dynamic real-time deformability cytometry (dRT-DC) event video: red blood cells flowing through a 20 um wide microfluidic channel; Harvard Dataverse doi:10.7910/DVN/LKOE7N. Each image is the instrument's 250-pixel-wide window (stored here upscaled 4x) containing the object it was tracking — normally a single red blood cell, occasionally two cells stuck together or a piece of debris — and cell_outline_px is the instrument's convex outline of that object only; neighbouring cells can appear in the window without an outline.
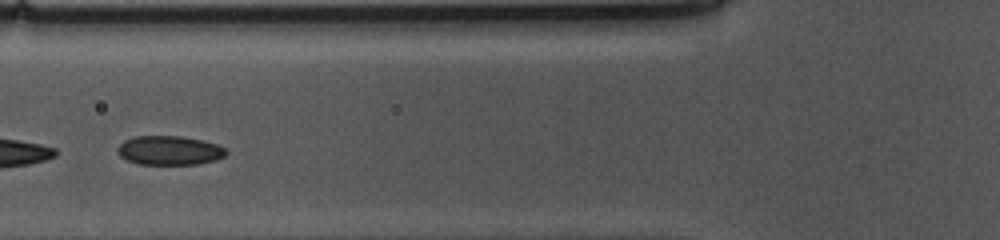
{"species": "common noctule bat (a hibernating species)", "species_latin": "Nyctalus noctula", "temperature_condition": "cold", "stored_images_in_passage": 26, "camera_frame_rate_fps": 3000, "um_per_image_px": 0.085, "animal": {"sex": "female", "body_mass_g": 10.0, "forearm_length_mm": 53.1}, "frame": {"image": 1, "passage_image": 14, "time_ms": 4.333, "image_size_px": [1000, 240], "cell_outline_px": [[228, 152], [224, 156], [216, 160], [196, 164], [140, 164], [128, 160], [120, 156], [116, 152], [116, 148], [124, 140], [136, 136], [180, 136], [204, 140], [216, 144], [224, 148]], "centroid_in_image_um": [14.39, 12.78], "position_along_channel_um": 111.4, "area_um2": 18.44}}